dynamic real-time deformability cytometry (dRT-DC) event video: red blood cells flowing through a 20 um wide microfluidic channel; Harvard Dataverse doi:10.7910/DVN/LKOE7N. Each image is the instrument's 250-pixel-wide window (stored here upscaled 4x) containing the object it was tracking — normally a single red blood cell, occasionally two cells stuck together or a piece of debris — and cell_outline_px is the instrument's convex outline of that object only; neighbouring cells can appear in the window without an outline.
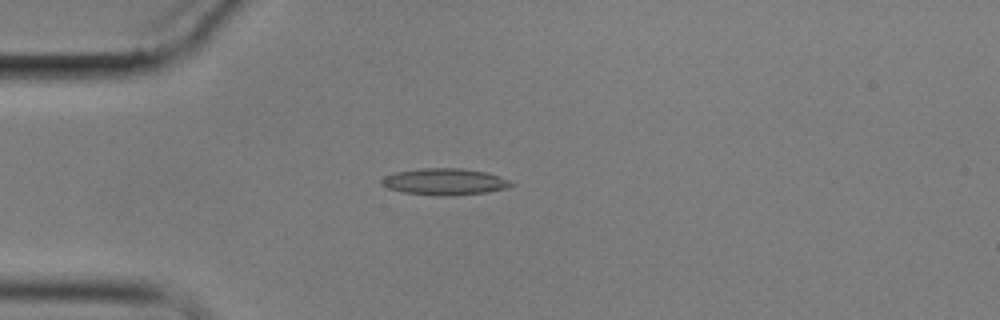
{"species": "common noctule bat (a hibernating species)", "species_latin": "Nyctalus noctula", "temperature_condition": "cold", "stored_images_in_passage": 8, "camera_frame_rate_fps": 3000, "um_per_image_px": 0.085, "animal": {"sex": "male", "body_mass_g": 17.9}, "frame": {"image": 1, "passage_image": 1, "time_ms": 0.0, "image_size_px": [1000, 320], "cell_outline_px": [[512, 184], [504, 188], [488, 192], [452, 196], [436, 196], [404, 192], [388, 188], [380, 184], [380, 180], [384, 176], [396, 172], [420, 168], [460, 168], [488, 172], [500, 176], [508, 180]], "centroid_in_image_um": [37.75, 15.44], "position_along_channel_um": 47.2, "area_um2": 20.11}}
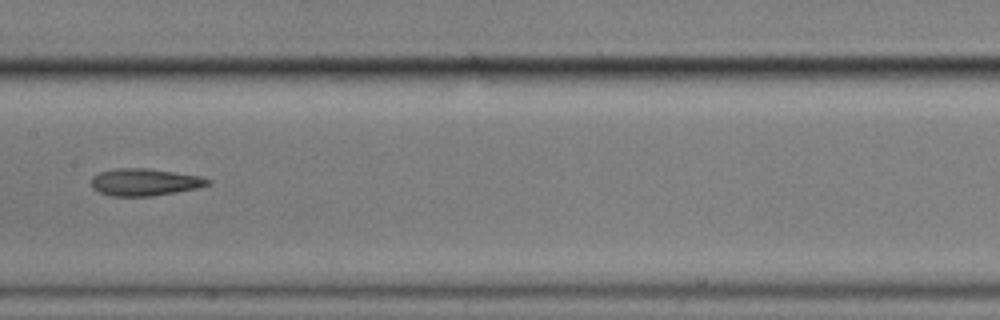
{"frame": {"image": 2, "passage_image": 5, "time_ms": 4.667, "image_size_px": [1000, 320], "cell_outline_px": [[212, 184], [200, 188], [152, 196], [112, 196], [100, 192], [92, 188], [92, 176], [100, 172], [116, 168], [148, 168], [200, 176], [212, 180]], "centroid_in_image_um": [12.34, 15.48], "position_along_channel_um": 195.1, "area_um2": 18.55}}
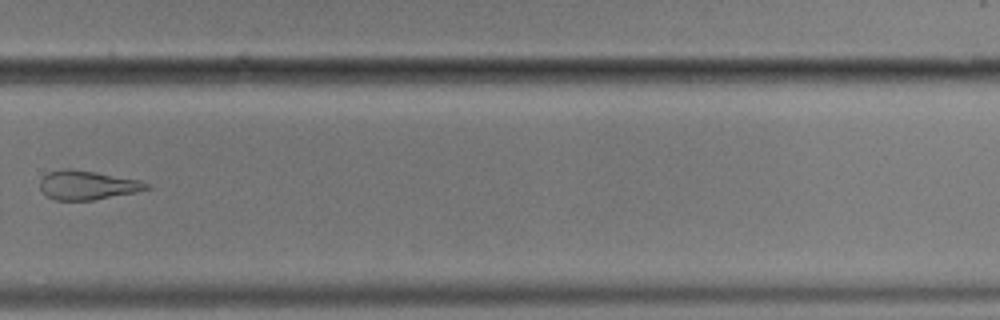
{"frame": {"image": 3, "passage_image": 8, "time_ms": 8.333, "image_size_px": [1000, 320], "cell_outline_px": [[152, 188], [136, 192], [92, 200], [56, 200], [48, 196], [40, 188], [40, 180], [48, 172], [64, 168], [72, 168], [96, 172], [140, 180], [152, 184]], "centroid_in_image_um": [7.46, 15.72], "position_along_channel_um": 322.3, "area_um2": 18.09}}